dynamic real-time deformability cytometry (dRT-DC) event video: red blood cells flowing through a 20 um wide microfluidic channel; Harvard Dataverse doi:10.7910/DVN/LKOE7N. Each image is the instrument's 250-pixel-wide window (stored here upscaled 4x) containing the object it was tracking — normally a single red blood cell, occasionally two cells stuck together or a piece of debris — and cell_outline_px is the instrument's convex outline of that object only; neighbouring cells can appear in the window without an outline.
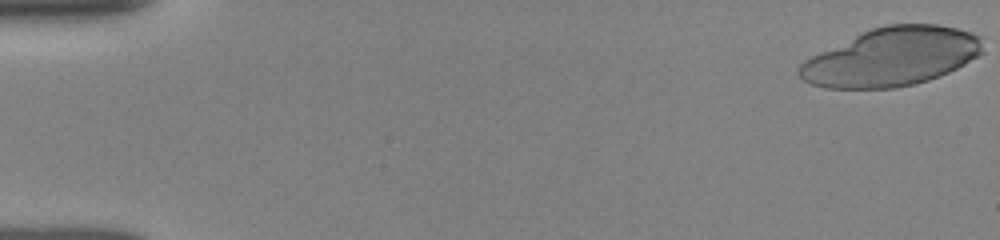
{"species": "human", "species_latin": "Homo sapiens", "temperature_condition": "room temperature", "stored_images_in_passage": 5, "camera_frame_rate_fps": 3000, "um_per_image_px": 0.085, "donor": {"sex": "female"}, "frame": {"image": 1, "passage_image": 1, "time_ms": 0.0, "image_size_px": [1000, 240], "cell_outline_px": [[984, 52], [964, 64], [948, 72], [928, 80], [896, 88], [824, 88], [812, 84], [804, 80], [800, 76], [800, 64], [804, 60], [820, 52], [872, 28], [888, 24], [940, 24], [972, 32], [984, 36]], "centroid_in_image_um": [75.86, 4.83], "position_along_channel_um": 9.1, "area_um2": 62.14}}